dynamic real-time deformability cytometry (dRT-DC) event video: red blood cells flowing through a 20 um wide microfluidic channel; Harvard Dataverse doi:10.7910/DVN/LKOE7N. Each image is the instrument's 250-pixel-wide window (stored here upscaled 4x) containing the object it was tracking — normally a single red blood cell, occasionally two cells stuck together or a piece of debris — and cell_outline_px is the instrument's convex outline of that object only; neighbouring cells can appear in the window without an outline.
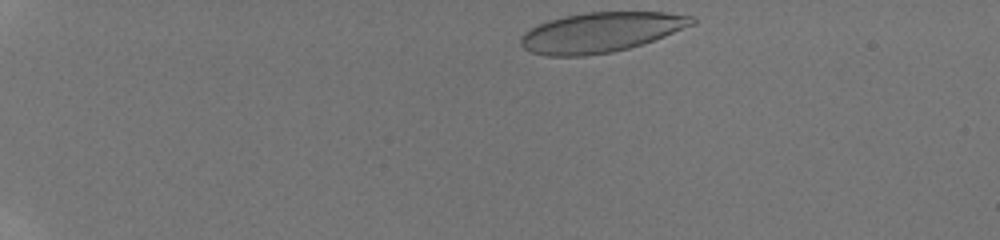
{"species": "human", "species_latin": "Homo sapiens", "temperature_condition": "room temperature", "stored_images_in_passage": 14, "camera_frame_rate_fps": 3000, "um_per_image_px": 0.085, "donor": {"sex": "male"}, "frame": {"image": 1, "passage_image": 1, "time_ms": 0.0, "image_size_px": [1000, 240], "cell_outline_px": [[696, 24], [664, 36], [628, 48], [612, 52], [584, 56], [548, 56], [532, 52], [524, 48], [520, 44], [520, 36], [524, 32], [536, 24], [548, 20], [564, 16], [588, 12], [664, 12], [692, 16], [696, 20]], "centroid_in_image_um": [51.04, 2.74], "position_along_channel_um": 34.0, "area_um2": 39.82}}
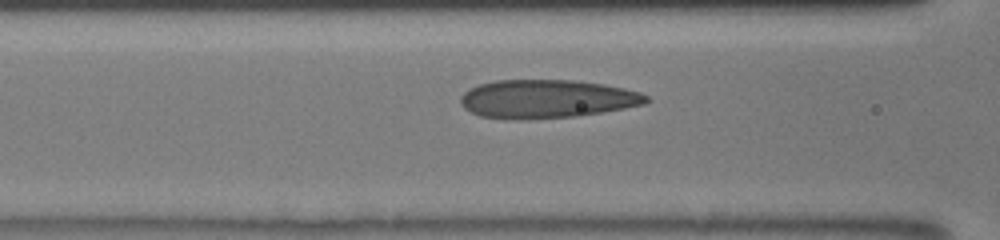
{"frame": {"image": 2, "passage_image": 11, "time_ms": 4.667, "image_size_px": [1000, 240], "cell_outline_px": [[652, 100], [644, 104], [624, 108], [576, 116], [508, 120], [480, 116], [464, 108], [460, 104], [460, 96], [464, 92], [480, 84], [496, 80], [572, 80], [604, 84], [624, 88], [640, 92], [648, 96]], "centroid_in_image_um": [46.47, 8.41], "position_along_channel_um": 120.1, "area_um2": 41.56}}
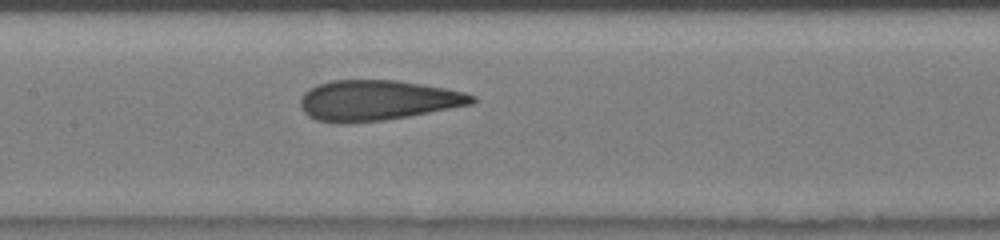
{"frame": {"image": 3, "passage_image": 14, "time_ms": 6.0, "image_size_px": [1000, 240], "cell_outline_px": [[476, 100], [472, 104], [408, 116], [384, 120], [344, 124], [340, 124], [316, 120], [308, 116], [300, 108], [300, 96], [304, 92], [316, 84], [332, 80], [396, 80], [444, 88], [464, 92], [476, 96]], "centroid_in_image_um": [32.01, 8.53], "position_along_channel_um": 175.4, "area_um2": 40.46}}